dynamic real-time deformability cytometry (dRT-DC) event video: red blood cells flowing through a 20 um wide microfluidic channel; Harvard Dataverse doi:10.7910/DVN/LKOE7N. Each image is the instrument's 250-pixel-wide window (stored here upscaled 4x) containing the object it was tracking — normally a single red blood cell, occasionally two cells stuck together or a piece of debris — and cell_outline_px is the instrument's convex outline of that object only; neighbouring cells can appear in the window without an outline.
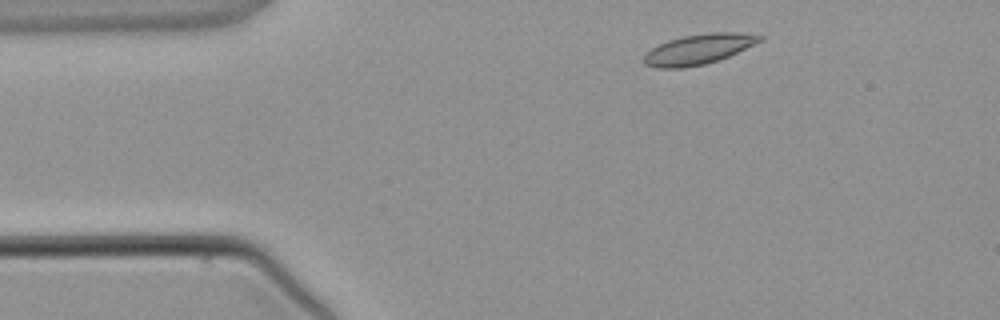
{"species": "common noctule bat (a hibernating species)", "species_latin": "Nyctalus noctula", "temperature_condition": "warm", "stored_images_in_passage": 2, "camera_frame_rate_fps": 3000, "um_per_image_px": 0.085, "animal": {"sex": "male", "body_mass_g": 21.5, "forearm_length_mm": 52.0}, "frame": {"image": 1, "passage_image": 1, "time_ms": 0.0, "image_size_px": [1000, 320], "cell_outline_px": [[764, 40], [728, 56], [704, 64], [684, 68], [656, 68], [644, 64], [644, 56], [652, 48], [668, 40], [684, 36], [708, 32], [740, 32], [764, 36]], "centroid_in_image_um": [59.4, 4.17], "position_along_channel_um": 25.6, "area_um2": 20.23}}